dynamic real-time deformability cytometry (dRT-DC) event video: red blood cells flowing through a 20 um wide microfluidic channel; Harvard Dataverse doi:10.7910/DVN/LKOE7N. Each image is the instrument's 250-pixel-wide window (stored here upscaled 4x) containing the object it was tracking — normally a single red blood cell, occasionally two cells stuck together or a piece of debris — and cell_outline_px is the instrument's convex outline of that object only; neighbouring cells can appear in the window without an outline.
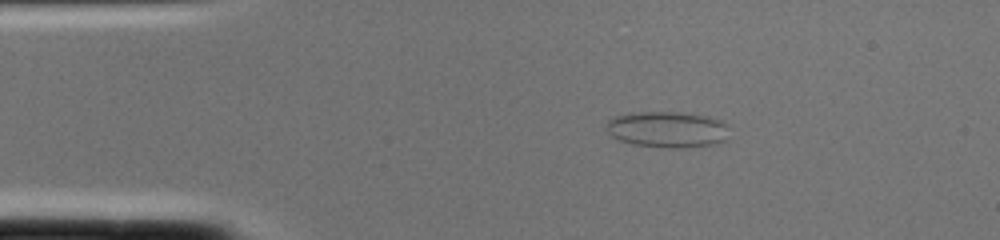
{"species": "common noctule bat (a hibernating species)", "species_latin": "Nyctalus noctula", "temperature_condition": "cold", "stored_images_in_passage": 1, "camera_frame_rate_fps": 3000, "um_per_image_px": 0.085, "animal": {"sex": "female", "body_mass_g": 22.0, "forearm_length_mm": 56.7}, "frame": {"image": 1, "passage_image": 1, "time_ms": 0.0, "image_size_px": [1000, 240], "cell_outline_px": [[728, 124], [724, 140], [712, 144], [684, 148], [668, 148], [632, 144], [620, 140], [612, 136], [604, 128], [604, 124], [608, 120], [616, 116], [632, 112], [680, 112], [708, 116], [720, 120]], "centroid_in_image_um": [56.67, 10.99], "position_along_channel_um": 28.3, "area_um2": 25.95}}